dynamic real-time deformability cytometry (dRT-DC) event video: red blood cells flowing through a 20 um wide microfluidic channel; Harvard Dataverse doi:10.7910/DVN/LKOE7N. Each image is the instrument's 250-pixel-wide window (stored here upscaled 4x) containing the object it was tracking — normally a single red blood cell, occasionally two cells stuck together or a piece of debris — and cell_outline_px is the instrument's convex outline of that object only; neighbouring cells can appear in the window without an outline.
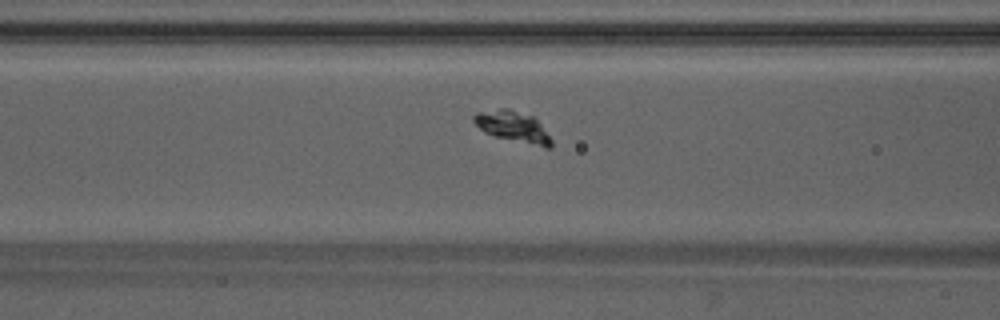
{"species": "Egyptian fruit bat (a non-hibernating species)", "species_latin": "Rousettus aegyptiacus", "temperature_condition": "warm", "stored_images_in_passage": 34, "camera_frame_rate_fps": 3000, "um_per_image_px": 0.085, "animal": {"sex": "male"}, "frame": {"image": 1, "passage_image": 5, "time_ms": 1.333, "image_size_px": [1000, 320], "cell_outline_px": [[552, 148], [544, 148], [496, 136], [484, 132], [472, 120], [472, 116], [476, 112], [500, 108], [508, 108], [532, 116], [540, 124], [552, 140]], "centroid_in_image_um": [43.59, 10.76], "position_along_channel_um": 123.0, "area_um2": 13.93}}
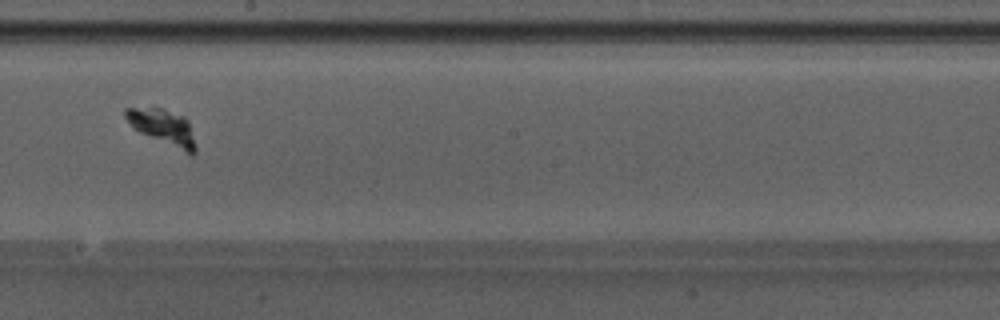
{"frame": {"image": 2, "passage_image": 13, "time_ms": 4.0, "image_size_px": [1000, 320], "cell_outline_px": [[196, 152], [192, 156], [140, 132], [132, 128], [124, 116], [124, 108], [164, 108], [184, 116], [188, 120], [196, 148]], "centroid_in_image_um": [13.85, 10.81], "position_along_channel_um": 234.3, "area_um2": 14.57}}
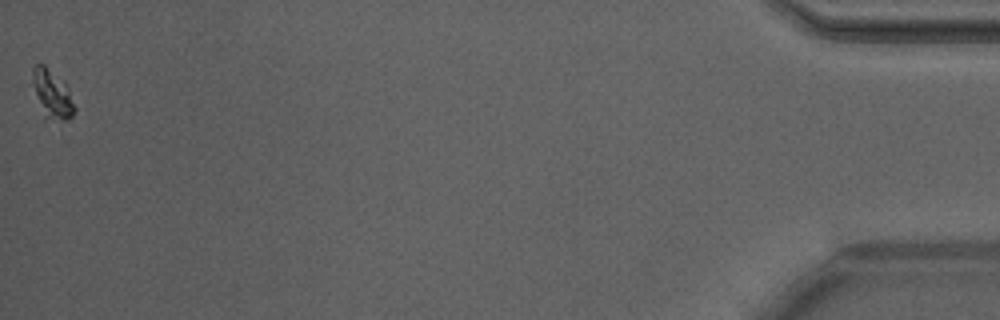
{"frame": {"image": 3, "passage_image": 34, "time_ms": 11.0, "image_size_px": [1000, 320], "cell_outline_px": [[76, 108], [72, 116], [68, 120], [44, 120], [32, 84], [32, 68], [36, 64], [44, 64], [64, 80], [68, 88]], "centroid_in_image_um": [4.43, 8.01], "position_along_channel_um": 430.8, "area_um2": 12.2}}